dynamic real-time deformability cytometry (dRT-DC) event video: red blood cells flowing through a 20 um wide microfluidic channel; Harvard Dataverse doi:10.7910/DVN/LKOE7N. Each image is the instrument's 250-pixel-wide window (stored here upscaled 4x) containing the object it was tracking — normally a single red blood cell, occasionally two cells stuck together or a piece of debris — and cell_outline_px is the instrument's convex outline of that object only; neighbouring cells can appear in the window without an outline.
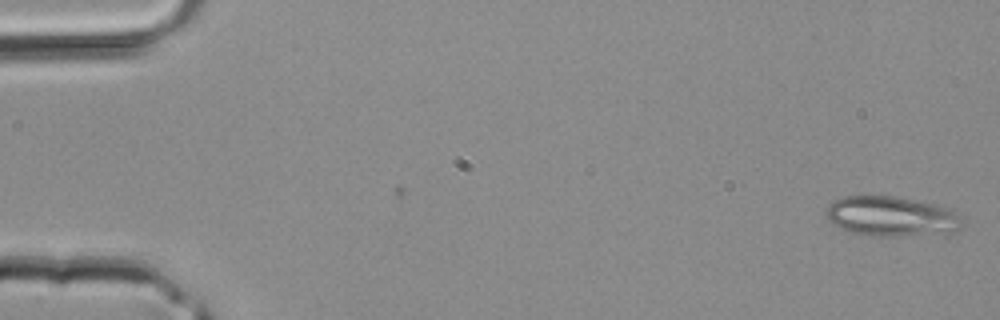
{"species": "common noctule bat (a hibernating species)", "species_latin": "Nyctalus noctula", "temperature_condition": "room temperature", "stored_images_in_passage": 41, "camera_frame_rate_fps": 3000, "um_per_image_px": 0.085, "animal": {"sex": "male", "body_mass_g": 20.4}, "frame": {"image": 1, "passage_image": 1, "time_ms": 0.0, "image_size_px": [1000, 320], "cell_outline_px": [[960, 224], [952, 232], [892, 236], [868, 236], [848, 232], [828, 220], [824, 212], [828, 204], [832, 200], [844, 196], [896, 196], [936, 204], [948, 208], [956, 212]], "centroid_in_image_um": [75.66, 18.37], "position_along_channel_um": 9.3, "area_um2": 31.5}}
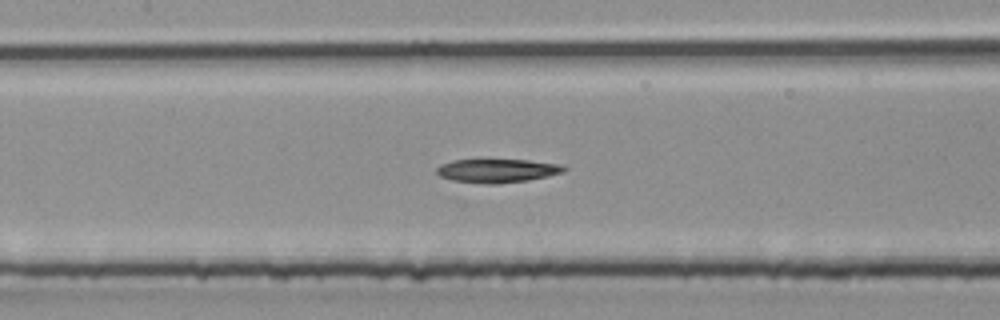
{"frame": {"image": 2, "passage_image": 19, "time_ms": 6.0, "image_size_px": [1000, 320], "cell_outline_px": [[568, 168], [564, 172], [548, 176], [528, 180], [500, 184], [488, 184], [452, 180], [440, 176], [436, 172], [436, 168], [440, 164], [452, 160], [484, 156], [488, 156], [528, 160], [564, 164]], "centroid_in_image_um": [42.26, 14.44], "position_along_channel_um": 165.1, "area_um2": 18.84}}
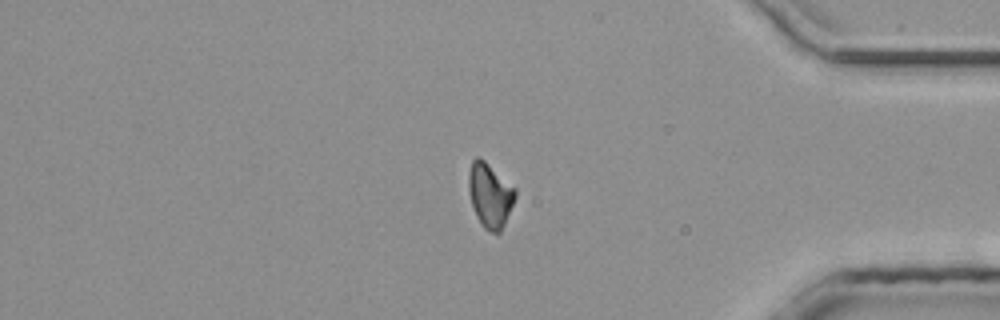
{"frame": {"image": 3, "passage_image": 34, "time_ms": 11.0, "image_size_px": [1000, 320], "cell_outline_px": [[516, 196], [504, 224], [500, 232], [488, 232], [484, 228], [476, 216], [468, 192], [468, 172], [472, 160], [476, 156], [480, 156], [516, 188]], "centroid_in_image_um": [41.63, 16.56], "position_along_channel_um": 393.6, "area_um2": 17.57}}